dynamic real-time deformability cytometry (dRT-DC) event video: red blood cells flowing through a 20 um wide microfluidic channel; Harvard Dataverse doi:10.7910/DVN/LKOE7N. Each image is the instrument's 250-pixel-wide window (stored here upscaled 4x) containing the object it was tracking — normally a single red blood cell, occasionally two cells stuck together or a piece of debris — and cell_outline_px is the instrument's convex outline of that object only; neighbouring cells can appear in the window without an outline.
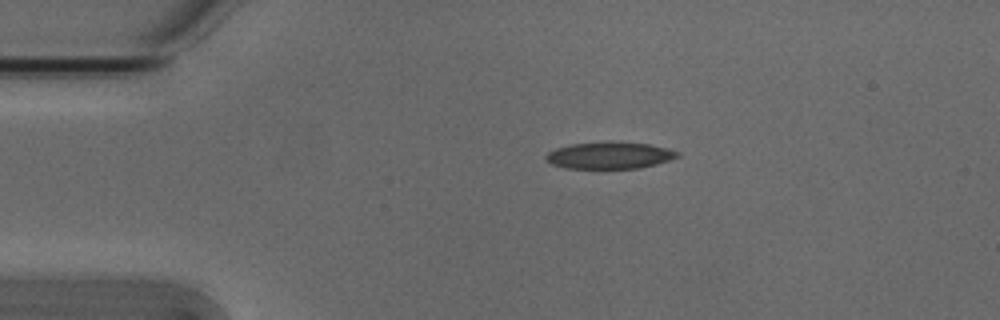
{"species": "Egyptian fruit bat (a non-hibernating species)", "species_latin": "Rousettus aegyptiacus", "temperature_condition": "cold", "stored_images_in_passage": 44, "camera_frame_rate_fps": 3000, "um_per_image_px": 0.085, "animal": {"sex": "male"}, "frame": {"image": 1, "passage_image": 1, "time_ms": 0.0, "image_size_px": [1000, 320], "cell_outline_px": [[680, 156], [656, 164], [636, 168], [564, 168], [552, 164], [544, 156], [548, 152], [556, 148], [572, 144], [648, 144], [680, 152]], "centroid_in_image_um": [51.79, 13.25], "position_along_channel_um": 33.2, "area_um2": 19.48}}
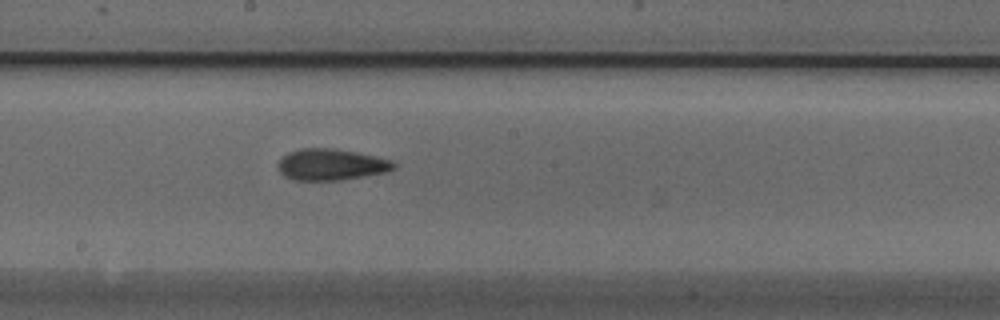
{"frame": {"image": 2, "passage_image": 19, "time_ms": 6.0, "image_size_px": [1000, 320], "cell_outline_px": [[396, 168], [384, 172], [340, 180], [292, 180], [284, 176], [280, 172], [280, 160], [288, 152], [300, 148], [328, 148], [352, 152], [392, 160], [396, 164]], "centroid_in_image_um": [28.12, 13.99], "position_along_channel_um": 220.1, "area_um2": 20.69}}
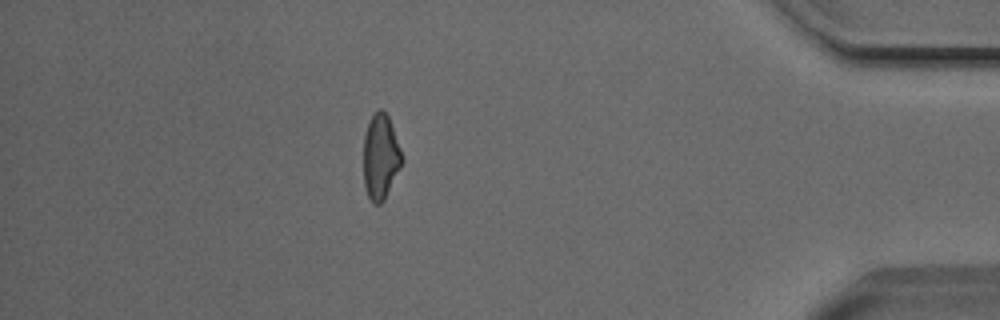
{"frame": {"image": 3, "passage_image": 37, "time_ms": 12.0, "image_size_px": [1000, 320], "cell_outline_px": [[404, 160], [384, 200], [380, 204], [372, 204], [368, 196], [364, 184], [364, 136], [368, 124], [372, 116], [380, 108], [388, 116], [400, 148]], "centroid_in_image_um": [32.35, 13.37], "position_along_channel_um": 402.9, "area_um2": 18.84}, "authors_computed_cell_mechanics": {"area_um2": 20.0566, "velocity_mm_per_s": 3.8275, "shape_relaxation_time_tau1_ms": 6.2934, "shape_relaxation_time_tau2_ms": 2.6725, "deformation_change_tau1": 0.1978, "deformation_change_tau2": 0.1116}}